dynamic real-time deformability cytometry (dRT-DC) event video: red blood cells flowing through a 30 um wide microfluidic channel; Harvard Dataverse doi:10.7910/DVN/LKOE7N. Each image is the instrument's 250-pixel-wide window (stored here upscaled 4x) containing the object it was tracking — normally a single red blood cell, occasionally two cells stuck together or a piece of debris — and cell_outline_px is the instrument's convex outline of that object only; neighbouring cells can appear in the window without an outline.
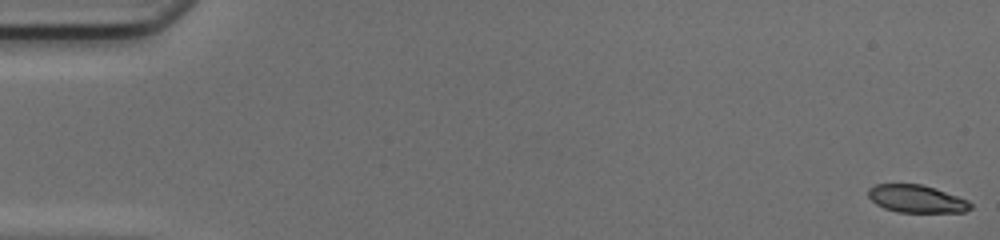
{"species": "common noctule bat (a hibernating species)", "species_latin": "Nyctalus noctula", "temperature_condition": "cold", "stored_images_in_passage": 13, "camera_frame_rate_fps": 3000, "um_per_image_px": 0.085, "animal": {"sex": "female", "body_mass_g": 17.0, "forearm_length_mm": 48.0}, "frame": {"image": 1, "passage_image": 1, "time_ms": 0.0, "image_size_px": [1000, 240], "cell_outline_px": [[972, 208], [964, 212], [896, 212], [884, 208], [876, 204], [868, 196], [868, 188], [876, 184], [920, 184], [968, 200], [972, 204]], "centroid_in_image_um": [77.88, 16.91], "position_along_channel_um": 7.1, "area_um2": 16.3}}
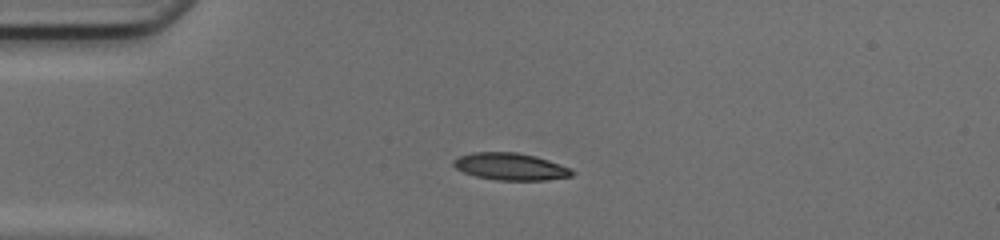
{"frame": {"image": 2, "passage_image": 13, "time_ms": 4.0, "image_size_px": [1000, 240], "cell_outline_px": [[576, 172], [572, 176], [544, 180], [496, 180], [476, 176], [464, 172], [456, 168], [452, 164], [452, 160], [460, 156], [472, 152], [516, 152], [536, 156], [572, 168]], "centroid_in_image_um": [43.41, 14.15], "position_along_channel_um": 41.6, "area_um2": 18.79}}